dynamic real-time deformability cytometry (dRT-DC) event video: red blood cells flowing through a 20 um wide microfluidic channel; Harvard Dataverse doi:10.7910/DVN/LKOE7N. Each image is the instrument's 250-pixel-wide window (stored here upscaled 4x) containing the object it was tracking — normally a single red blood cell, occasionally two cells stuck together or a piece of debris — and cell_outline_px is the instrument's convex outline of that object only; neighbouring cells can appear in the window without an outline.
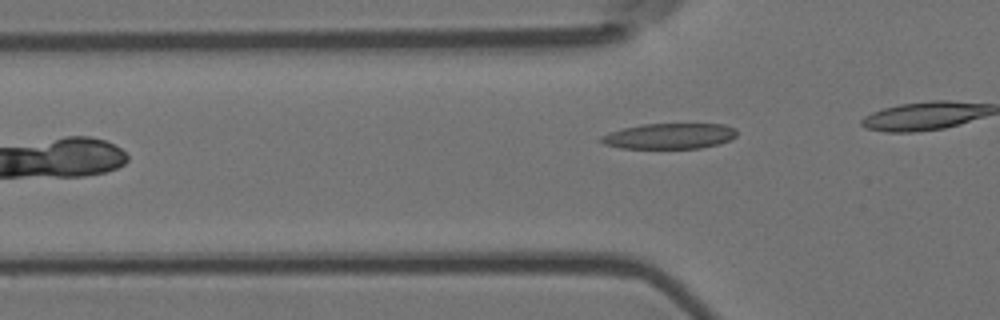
{"species": "Egyptian fruit bat (a non-hibernating species)", "species_latin": "Rousettus aegyptiacus", "temperature_condition": "room temperature", "stored_images_in_passage": 5, "camera_frame_rate_fps": 3000, "um_per_image_px": 0.085, "animal": {"sex": "female"}, "frame": {"image": 1, "passage_image": 5, "time_ms": 1.333, "image_size_px": [1000, 320], "cell_outline_px": [[736, 136], [720, 144], [700, 148], [620, 148], [604, 144], [600, 140], [600, 136], [624, 128], [644, 124], [724, 124], [736, 128]], "centroid_in_image_um": [56.93, 11.57], "position_along_channel_um": 68.9, "area_um2": 20.11}}